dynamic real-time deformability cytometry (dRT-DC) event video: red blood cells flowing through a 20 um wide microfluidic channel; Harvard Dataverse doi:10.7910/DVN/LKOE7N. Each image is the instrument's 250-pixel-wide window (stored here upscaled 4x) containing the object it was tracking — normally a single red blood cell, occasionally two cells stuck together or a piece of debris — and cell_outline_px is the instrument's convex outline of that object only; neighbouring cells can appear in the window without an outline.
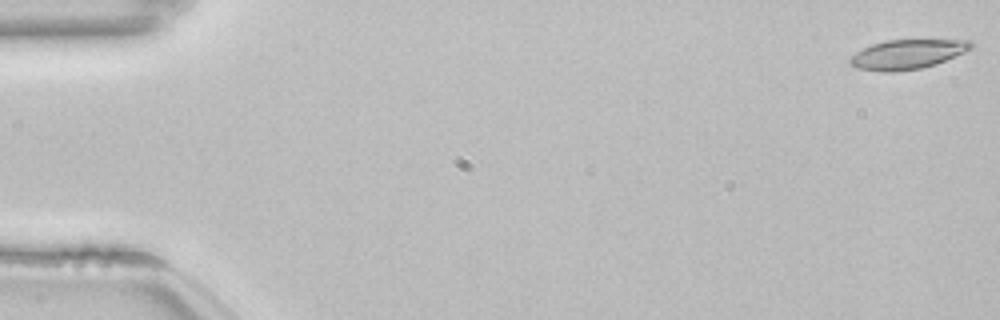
{"species": "common noctule bat (a hibernating species)", "species_latin": "Nyctalus noctula", "temperature_condition": "room temperature", "stored_images_in_passage": 54, "camera_frame_rate_fps": 3000, "um_per_image_px": 0.085, "animal": {"sex": "female", "body_mass_g": 22.7, "forearm_length_mm": 54.2}, "frame": {"image": 1, "passage_image": 1, "time_ms": 0.0, "image_size_px": [1000, 320], "cell_outline_px": [[972, 48], [964, 52], [936, 64], [920, 68], [896, 72], [880, 72], [856, 68], [848, 64], [848, 60], [856, 52], [872, 44], [884, 40], [972, 40]], "centroid_in_image_um": [77.08, 4.62], "position_along_channel_um": 7.9, "area_um2": 20.81}}
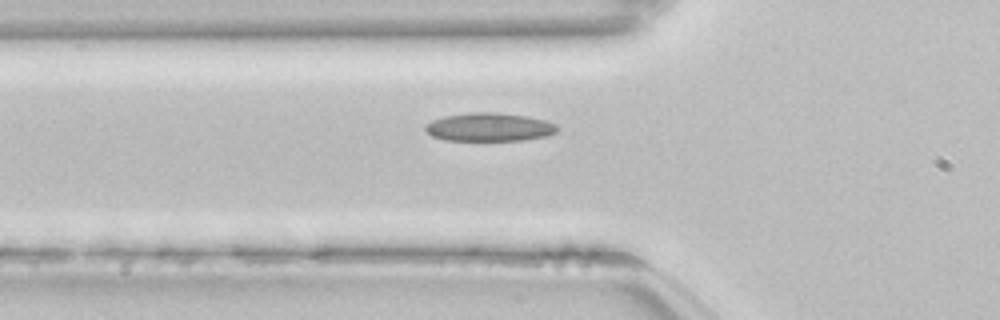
{"frame": {"image": 2, "passage_image": 19, "time_ms": 6.0, "image_size_px": [1000, 320], "cell_outline_px": [[556, 132], [544, 136], [524, 140], [444, 140], [432, 136], [424, 128], [432, 120], [444, 116], [472, 112], [496, 112], [524, 116], [544, 120], [556, 124]], "centroid_in_image_um": [41.56, 10.8], "position_along_channel_um": 84.2, "area_um2": 21.5}}
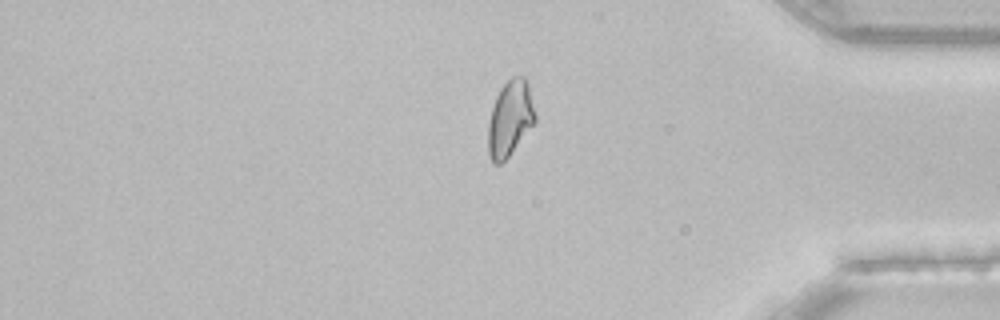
{"frame": {"image": 3, "passage_image": 45, "time_ms": 14.667, "image_size_px": [1000, 320], "cell_outline_px": [[536, 120], [508, 156], [500, 164], [492, 164], [488, 156], [488, 124], [492, 108], [496, 96], [500, 88], [512, 76], [524, 76], [528, 84], [536, 116]], "centroid_in_image_um": [43.33, 10.07], "position_along_channel_um": 391.9, "area_um2": 20.52}, "authors_computed_cell_mechanics": {"area_um2": 20.8947, "velocity_mm_per_s": 3.8289, "shape_relaxation_time_tau1_ms": null, "shape_relaxation_time_tau2_ms": 3.8421, "deformation_change_tau1": null, "deformation_change_tau2": 0.0729}}